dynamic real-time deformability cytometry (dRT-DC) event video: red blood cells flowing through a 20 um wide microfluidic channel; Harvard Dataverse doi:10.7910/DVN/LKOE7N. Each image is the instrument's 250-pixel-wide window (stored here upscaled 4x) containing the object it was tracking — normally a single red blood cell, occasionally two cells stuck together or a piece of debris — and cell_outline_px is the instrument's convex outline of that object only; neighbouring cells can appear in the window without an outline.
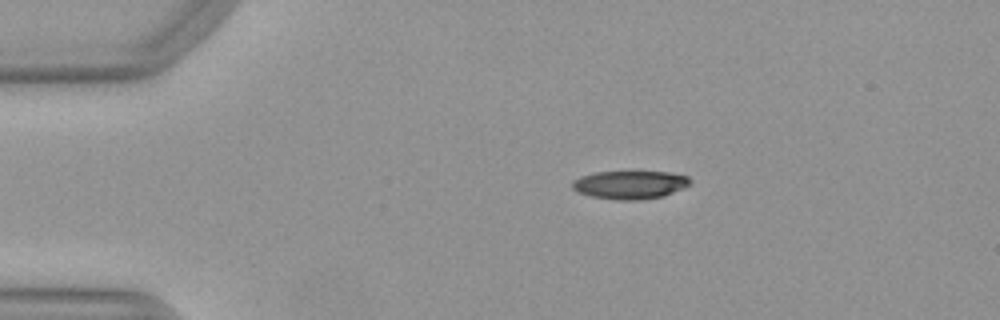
{"species": "Egyptian fruit bat (a non-hibernating species)", "species_latin": "Rousettus aegyptiacus", "temperature_condition": "warm", "stored_images_in_passage": 51, "camera_frame_rate_fps": 3000, "um_per_image_px": 0.085, "animal": {"sex": "female"}, "frame": {"image": 1, "passage_image": 10, "time_ms": 3.0, "image_size_px": [1000, 320], "cell_outline_px": [[692, 180], [684, 188], [664, 196], [640, 200], [616, 200], [588, 196], [576, 192], [572, 188], [572, 180], [580, 176], [596, 172], [668, 172], [688, 176]], "centroid_in_image_um": [53.51, 15.71], "position_along_channel_um": 31.5, "area_um2": 19.59}}
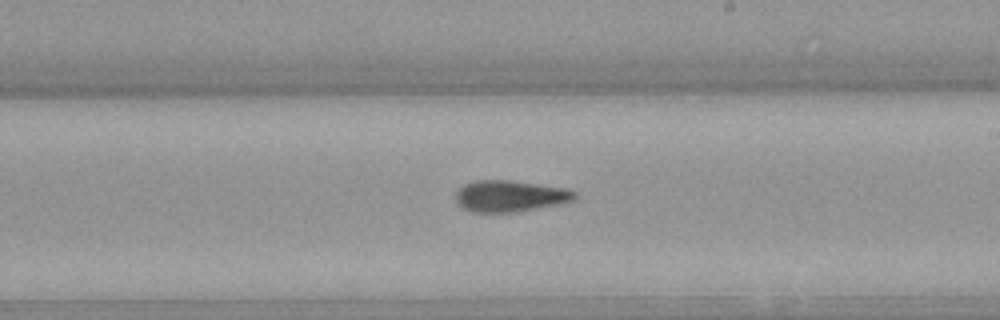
{"frame": {"image": 2, "passage_image": 30, "time_ms": 9.667, "image_size_px": [1000, 320], "cell_outline_px": [[576, 196], [572, 200], [560, 204], [516, 212], [472, 212], [456, 204], [456, 192], [464, 184], [472, 180], [512, 180], [568, 188], [576, 192]], "centroid_in_image_um": [43.34, 16.66], "position_along_channel_um": 245.7, "area_um2": 21.96}}
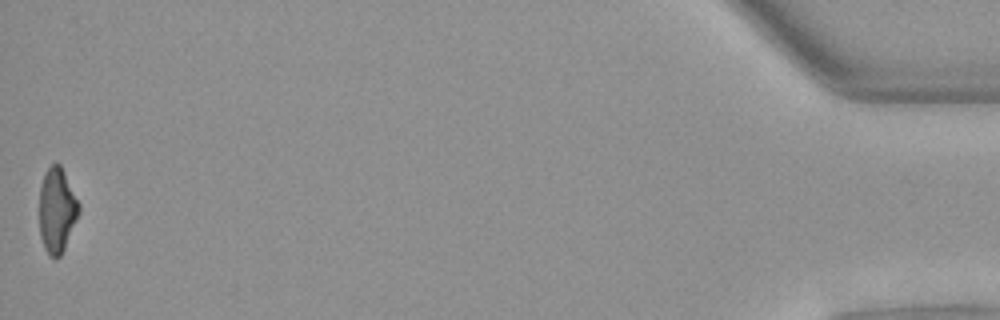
{"frame": {"image": 3, "passage_image": 51, "time_ms": 16.667, "image_size_px": [1000, 320], "cell_outline_px": [[80, 212], [64, 248], [60, 256], [48, 256], [44, 248], [40, 236], [40, 188], [44, 172], [52, 164], [60, 164], [80, 204]], "centroid_in_image_um": [4.84, 17.86], "position_along_channel_um": 430.4, "area_um2": 19.36}, "authors_computed_cell_mechanics": {"area_um2": 20.808, "velocity_mm_per_s": 4.0124, "shape_relaxation_time_tau1_ms": 9.6888, "shape_relaxation_time_tau2_ms": 2.9376, "deformation_change_tau1": 0.2588, "deformation_change_tau2": 0.1289}}